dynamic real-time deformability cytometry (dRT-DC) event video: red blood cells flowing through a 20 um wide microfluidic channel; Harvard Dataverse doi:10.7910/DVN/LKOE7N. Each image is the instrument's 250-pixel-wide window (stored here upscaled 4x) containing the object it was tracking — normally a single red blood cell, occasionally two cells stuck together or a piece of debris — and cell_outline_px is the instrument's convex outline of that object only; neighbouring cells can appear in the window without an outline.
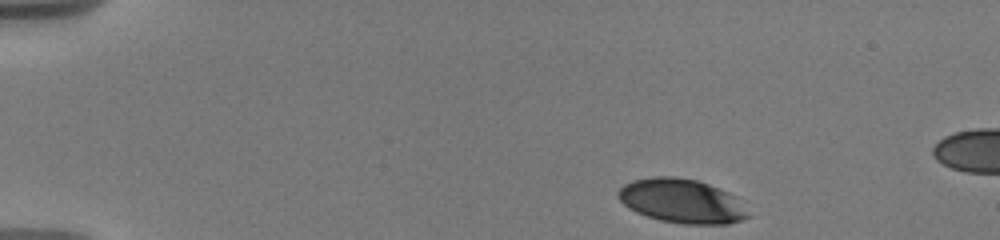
{"species": "human", "species_latin": "Homo sapiens", "temperature_condition": "warm", "stored_images_in_passage": 5, "camera_frame_rate_fps": 3000, "um_per_image_px": 0.085, "donor": {"sex": "male"}, "frame": {"image": 1, "passage_image": 1, "time_ms": 0.0, "image_size_px": [1000, 240], "cell_outline_px": [[752, 216], [728, 224], [684, 224], [660, 220], [636, 212], [628, 208], [616, 196], [616, 192], [624, 184], [632, 180], [652, 176], [672, 176], [696, 180], [708, 184], [728, 192], [736, 196]], "centroid_in_image_um": [57.94, 17.08], "position_along_channel_um": 27.1, "area_um2": 33.58}}